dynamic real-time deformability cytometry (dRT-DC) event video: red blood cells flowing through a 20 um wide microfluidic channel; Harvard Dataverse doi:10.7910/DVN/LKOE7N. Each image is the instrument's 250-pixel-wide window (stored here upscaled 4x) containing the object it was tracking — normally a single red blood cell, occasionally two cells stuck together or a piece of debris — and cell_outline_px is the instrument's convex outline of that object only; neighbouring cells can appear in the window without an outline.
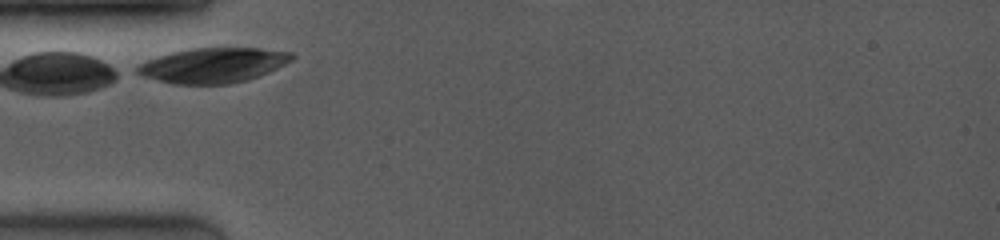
{"species": "common noctule bat (a hibernating species)", "species_latin": "Nyctalus noctula", "temperature_condition": "room temperature", "stored_images_in_passage": 19, "camera_frame_rate_fps": 4000, "um_per_image_px": 0.085, "animal": {"sex": "female", "body_mass_g": 19.0, "forearm_length_mm": 53.3}, "frame": {"image": 1, "passage_image": 1, "time_ms": 0.0, "image_size_px": [1000, 240], "cell_outline_px": [[296, 56], [292, 60], [268, 72], [244, 80], [228, 84], [172, 84], [144, 76], [136, 72], [136, 68], [140, 64], [148, 60], [172, 52], [192, 48], [260, 48], [292, 52]], "centroid_in_image_um": [18.13, 5.54], "position_along_channel_um": 66.9, "area_um2": 31.1}}
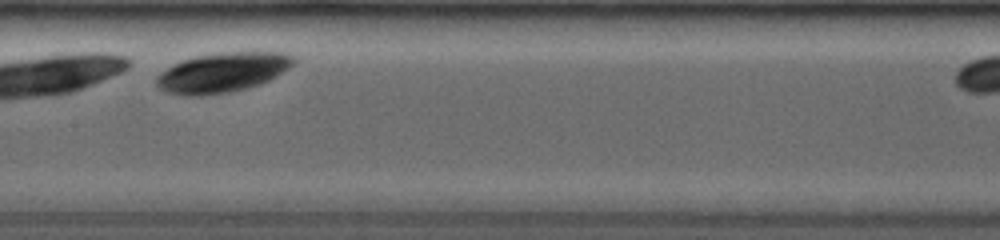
{"frame": {"image": 2, "passage_image": 14, "time_ms": 3.25, "image_size_px": [1000, 240], "cell_outline_px": [[296, 60], [288, 68], [276, 76], [268, 80], [244, 88], [228, 92], [200, 96], [188, 96], [168, 92], [160, 88], [156, 84], [156, 80], [168, 68], [180, 60], [192, 56], [224, 52], [288, 52], [296, 56]], "centroid_in_image_um": [18.94, 6.13], "position_along_channel_um": 188.5, "area_um2": 31.39}}